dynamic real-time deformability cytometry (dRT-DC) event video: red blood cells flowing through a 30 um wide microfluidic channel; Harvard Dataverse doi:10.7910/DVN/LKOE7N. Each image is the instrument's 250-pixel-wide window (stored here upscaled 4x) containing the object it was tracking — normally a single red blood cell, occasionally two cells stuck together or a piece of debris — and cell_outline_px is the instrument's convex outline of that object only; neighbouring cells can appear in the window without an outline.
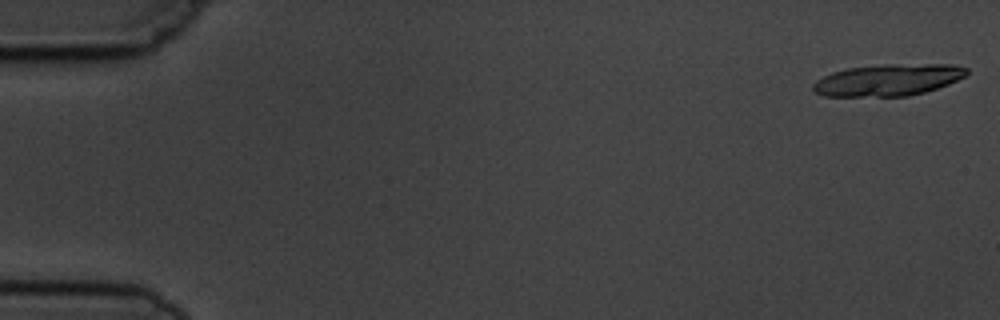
{"species": "common noctule bat (a hibernating species)", "species_latin": "Nyctalus noctula", "temperature_condition": "cold", "stored_images_in_passage": 7, "segment_of_instrument_passage": [1, 2], "camera_frame_rate_fps": 3000, "um_per_image_px": 0.085, "animal": {"sex": "male", "body_mass_g": 19.5, "forearm_length_mm": 54.6}, "frame": {"image": 1, "passage_image": 1, "time_ms": 0.0, "image_size_px": [1000, 320], "cell_outline_px": [[968, 72], [964, 76], [948, 84], [924, 92], [908, 96], [824, 96], [816, 92], [812, 88], [812, 84], [816, 80], [832, 72], [848, 68], [884, 64], [952, 64], [968, 68]], "centroid_in_image_um": [75.48, 6.79], "position_along_channel_um": 9.5, "area_um2": 28.32}}